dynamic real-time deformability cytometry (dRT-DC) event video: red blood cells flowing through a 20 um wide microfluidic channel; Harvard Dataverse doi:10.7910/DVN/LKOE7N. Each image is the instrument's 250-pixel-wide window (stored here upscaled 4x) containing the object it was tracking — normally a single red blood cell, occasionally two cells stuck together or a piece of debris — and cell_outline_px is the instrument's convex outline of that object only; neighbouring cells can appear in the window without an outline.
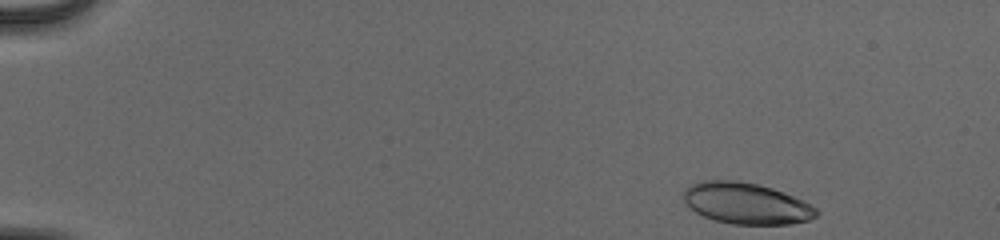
{"species": "human", "species_latin": "Homo sapiens", "temperature_condition": "cold", "stored_images_in_passage": 48, "camera_frame_rate_fps": 3000, "um_per_image_px": 0.085, "donor": {"sex": "male"}, "frame": {"image": 1, "passage_image": 1, "time_ms": 0.0, "image_size_px": [1000, 240], "cell_outline_px": [[820, 212], [816, 216], [808, 220], [788, 224], [732, 224], [716, 220], [704, 216], [696, 212], [684, 204], [684, 188], [692, 184], [704, 180], [736, 180], [756, 184], [772, 188], [784, 192], [804, 200], [816, 208]], "centroid_in_image_um": [63.43, 17.28], "position_along_channel_um": 21.6, "area_um2": 31.96}}
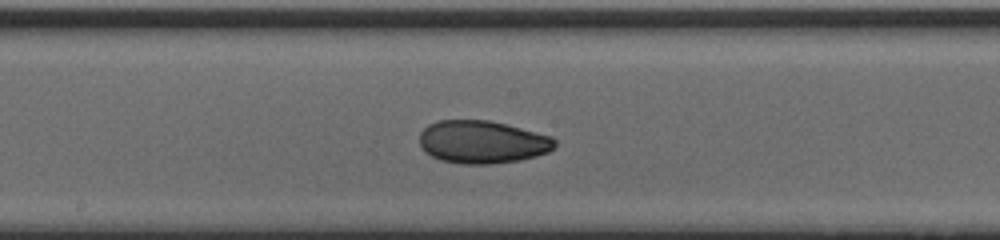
{"frame": {"image": 2, "passage_image": 25, "time_ms": 8.0, "image_size_px": [1000, 240], "cell_outline_px": [[556, 144], [548, 152], [536, 156], [520, 160], [492, 164], [460, 164], [440, 160], [424, 152], [420, 148], [420, 132], [428, 124], [436, 120], [488, 120], [552, 136], [556, 140]], "centroid_in_image_um": [40.96, 12.07], "position_along_channel_um": 207.2, "area_um2": 33.93}}
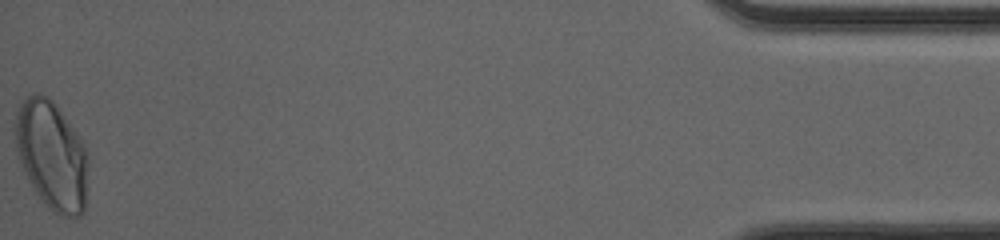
{"frame": {"image": 3, "passage_image": 48, "time_ms": 15.667, "image_size_px": [1000, 240], "cell_outline_px": [[88, 164], [84, 212], [80, 216], [60, 216], [52, 212], [44, 204], [32, 188], [28, 180], [16, 152], [12, 132], [16, 108], [32, 92], [40, 92], [48, 96], [52, 100], [80, 136], [88, 152]], "centroid_in_image_um": [4.36, 13.17], "position_along_channel_um": 430.8, "area_um2": 47.22}, "authors_computed_cell_mechanics": {"area_um2": 33.8708, "velocity_mm_per_s": 3.998, "shape_relaxation_time_tau1_ms": 4.5857, "shape_relaxation_time_tau2_ms": 1.6109, "deformation_change_tau1": 0.1531, "deformation_change_tau2": 0.0531}}